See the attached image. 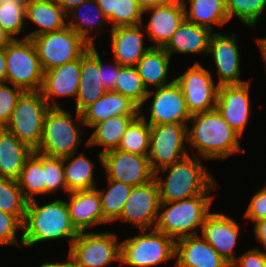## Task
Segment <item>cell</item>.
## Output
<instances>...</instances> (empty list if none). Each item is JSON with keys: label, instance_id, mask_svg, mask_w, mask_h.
<instances>
[{"label": "cell", "instance_id": "38", "mask_svg": "<svg viewBox=\"0 0 266 267\" xmlns=\"http://www.w3.org/2000/svg\"><path fill=\"white\" fill-rule=\"evenodd\" d=\"M27 203L17 180L0 177V211L15 215L23 223Z\"/></svg>", "mask_w": 266, "mask_h": 267}, {"label": "cell", "instance_id": "41", "mask_svg": "<svg viewBox=\"0 0 266 267\" xmlns=\"http://www.w3.org/2000/svg\"><path fill=\"white\" fill-rule=\"evenodd\" d=\"M144 9L137 0H116L113 11V28L116 26H137L142 24Z\"/></svg>", "mask_w": 266, "mask_h": 267}, {"label": "cell", "instance_id": "49", "mask_svg": "<svg viewBox=\"0 0 266 267\" xmlns=\"http://www.w3.org/2000/svg\"><path fill=\"white\" fill-rule=\"evenodd\" d=\"M105 16L108 18V23H112L113 28V11H115L116 0H95Z\"/></svg>", "mask_w": 266, "mask_h": 267}, {"label": "cell", "instance_id": "6", "mask_svg": "<svg viewBox=\"0 0 266 267\" xmlns=\"http://www.w3.org/2000/svg\"><path fill=\"white\" fill-rule=\"evenodd\" d=\"M80 130L70 112L61 107H50L45 115L40 145L35 151L59 158L76 154L82 141Z\"/></svg>", "mask_w": 266, "mask_h": 267}, {"label": "cell", "instance_id": "31", "mask_svg": "<svg viewBox=\"0 0 266 267\" xmlns=\"http://www.w3.org/2000/svg\"><path fill=\"white\" fill-rule=\"evenodd\" d=\"M86 7L88 10L82 12ZM77 10H79V12ZM69 17H71V21ZM67 20V26L70 27L90 46H95L93 42L95 39L89 34L93 32V29L97 28L96 30H98L101 27L103 28L105 20L108 22V18L105 16L104 12L98 6L95 0L83 2L81 5L72 9V11L67 14Z\"/></svg>", "mask_w": 266, "mask_h": 267}, {"label": "cell", "instance_id": "46", "mask_svg": "<svg viewBox=\"0 0 266 267\" xmlns=\"http://www.w3.org/2000/svg\"><path fill=\"white\" fill-rule=\"evenodd\" d=\"M231 267H266V252L252 248L236 258Z\"/></svg>", "mask_w": 266, "mask_h": 267}, {"label": "cell", "instance_id": "45", "mask_svg": "<svg viewBox=\"0 0 266 267\" xmlns=\"http://www.w3.org/2000/svg\"><path fill=\"white\" fill-rule=\"evenodd\" d=\"M244 217L250 219L252 222L266 218V185L252 196Z\"/></svg>", "mask_w": 266, "mask_h": 267}, {"label": "cell", "instance_id": "14", "mask_svg": "<svg viewBox=\"0 0 266 267\" xmlns=\"http://www.w3.org/2000/svg\"><path fill=\"white\" fill-rule=\"evenodd\" d=\"M160 203L159 187L153 179L132 188L118 220L135 224L140 230H151L156 225Z\"/></svg>", "mask_w": 266, "mask_h": 267}, {"label": "cell", "instance_id": "56", "mask_svg": "<svg viewBox=\"0 0 266 267\" xmlns=\"http://www.w3.org/2000/svg\"><path fill=\"white\" fill-rule=\"evenodd\" d=\"M167 3V4H180L184 3V0H157V5Z\"/></svg>", "mask_w": 266, "mask_h": 267}, {"label": "cell", "instance_id": "52", "mask_svg": "<svg viewBox=\"0 0 266 267\" xmlns=\"http://www.w3.org/2000/svg\"><path fill=\"white\" fill-rule=\"evenodd\" d=\"M13 38L0 25V48H6Z\"/></svg>", "mask_w": 266, "mask_h": 267}, {"label": "cell", "instance_id": "34", "mask_svg": "<svg viewBox=\"0 0 266 267\" xmlns=\"http://www.w3.org/2000/svg\"><path fill=\"white\" fill-rule=\"evenodd\" d=\"M74 155L73 153L63 158L67 189L69 192L95 189L94 163L84 153Z\"/></svg>", "mask_w": 266, "mask_h": 267}, {"label": "cell", "instance_id": "54", "mask_svg": "<svg viewBox=\"0 0 266 267\" xmlns=\"http://www.w3.org/2000/svg\"><path fill=\"white\" fill-rule=\"evenodd\" d=\"M256 42L259 45L260 51L263 55V60H264L265 65H266V38H257Z\"/></svg>", "mask_w": 266, "mask_h": 267}, {"label": "cell", "instance_id": "40", "mask_svg": "<svg viewBox=\"0 0 266 267\" xmlns=\"http://www.w3.org/2000/svg\"><path fill=\"white\" fill-rule=\"evenodd\" d=\"M265 8L266 0H226L229 21L236 16L248 27L255 26Z\"/></svg>", "mask_w": 266, "mask_h": 267}, {"label": "cell", "instance_id": "50", "mask_svg": "<svg viewBox=\"0 0 266 267\" xmlns=\"http://www.w3.org/2000/svg\"><path fill=\"white\" fill-rule=\"evenodd\" d=\"M53 1L57 3L64 10L66 14H68L69 11H72V9H74L75 7L89 0H53Z\"/></svg>", "mask_w": 266, "mask_h": 267}, {"label": "cell", "instance_id": "1", "mask_svg": "<svg viewBox=\"0 0 266 267\" xmlns=\"http://www.w3.org/2000/svg\"><path fill=\"white\" fill-rule=\"evenodd\" d=\"M187 129L188 144L196 148L205 160H224L242 151L241 137L221 116L217 109L191 115Z\"/></svg>", "mask_w": 266, "mask_h": 267}, {"label": "cell", "instance_id": "53", "mask_svg": "<svg viewBox=\"0 0 266 267\" xmlns=\"http://www.w3.org/2000/svg\"><path fill=\"white\" fill-rule=\"evenodd\" d=\"M68 259H67V262H65V263L64 262L60 263L59 261L55 262V263L45 262L44 264L40 265L39 267H72L70 258H68Z\"/></svg>", "mask_w": 266, "mask_h": 267}, {"label": "cell", "instance_id": "25", "mask_svg": "<svg viewBox=\"0 0 266 267\" xmlns=\"http://www.w3.org/2000/svg\"><path fill=\"white\" fill-rule=\"evenodd\" d=\"M69 202L66 201L72 224L79 232L87 228L103 225L101 197L97 188L92 190L69 192Z\"/></svg>", "mask_w": 266, "mask_h": 267}, {"label": "cell", "instance_id": "29", "mask_svg": "<svg viewBox=\"0 0 266 267\" xmlns=\"http://www.w3.org/2000/svg\"><path fill=\"white\" fill-rule=\"evenodd\" d=\"M139 115H119L95 124L94 132L87 140L88 146H102L104 150L98 154V159L102 164V153L109 150L118 149L121 138L127 127Z\"/></svg>", "mask_w": 266, "mask_h": 267}, {"label": "cell", "instance_id": "18", "mask_svg": "<svg viewBox=\"0 0 266 267\" xmlns=\"http://www.w3.org/2000/svg\"><path fill=\"white\" fill-rule=\"evenodd\" d=\"M202 237L222 256L232 264L235 260L233 252L240 233L239 224L223 213H210L201 228Z\"/></svg>", "mask_w": 266, "mask_h": 267}, {"label": "cell", "instance_id": "5", "mask_svg": "<svg viewBox=\"0 0 266 267\" xmlns=\"http://www.w3.org/2000/svg\"><path fill=\"white\" fill-rule=\"evenodd\" d=\"M120 242V265L153 267L175 258V240L155 228ZM147 232V233H145Z\"/></svg>", "mask_w": 266, "mask_h": 267}, {"label": "cell", "instance_id": "47", "mask_svg": "<svg viewBox=\"0 0 266 267\" xmlns=\"http://www.w3.org/2000/svg\"><path fill=\"white\" fill-rule=\"evenodd\" d=\"M106 68V67H105ZM122 66L116 62L113 66H109L108 69H104L101 61V83L106 91H114L117 76Z\"/></svg>", "mask_w": 266, "mask_h": 267}, {"label": "cell", "instance_id": "55", "mask_svg": "<svg viewBox=\"0 0 266 267\" xmlns=\"http://www.w3.org/2000/svg\"><path fill=\"white\" fill-rule=\"evenodd\" d=\"M143 9L157 5V0H137Z\"/></svg>", "mask_w": 266, "mask_h": 267}, {"label": "cell", "instance_id": "48", "mask_svg": "<svg viewBox=\"0 0 266 267\" xmlns=\"http://www.w3.org/2000/svg\"><path fill=\"white\" fill-rule=\"evenodd\" d=\"M254 224L255 238L265 247L266 252V218L259 219Z\"/></svg>", "mask_w": 266, "mask_h": 267}, {"label": "cell", "instance_id": "9", "mask_svg": "<svg viewBox=\"0 0 266 267\" xmlns=\"http://www.w3.org/2000/svg\"><path fill=\"white\" fill-rule=\"evenodd\" d=\"M44 71L80 58L90 47L70 27L31 38Z\"/></svg>", "mask_w": 266, "mask_h": 267}, {"label": "cell", "instance_id": "3", "mask_svg": "<svg viewBox=\"0 0 266 267\" xmlns=\"http://www.w3.org/2000/svg\"><path fill=\"white\" fill-rule=\"evenodd\" d=\"M204 165L196 155H188L172 165L161 168L154 173V179L159 187L160 202H175L209 194L216 188L212 174L206 171ZM160 171L168 172L163 179Z\"/></svg>", "mask_w": 266, "mask_h": 267}, {"label": "cell", "instance_id": "37", "mask_svg": "<svg viewBox=\"0 0 266 267\" xmlns=\"http://www.w3.org/2000/svg\"><path fill=\"white\" fill-rule=\"evenodd\" d=\"M114 91L130 98L140 110L143 109L148 94L135 66H122L117 76Z\"/></svg>", "mask_w": 266, "mask_h": 267}, {"label": "cell", "instance_id": "19", "mask_svg": "<svg viewBox=\"0 0 266 267\" xmlns=\"http://www.w3.org/2000/svg\"><path fill=\"white\" fill-rule=\"evenodd\" d=\"M81 74V57L44 71L40 93L50 107H60L55 96H77Z\"/></svg>", "mask_w": 266, "mask_h": 267}, {"label": "cell", "instance_id": "21", "mask_svg": "<svg viewBox=\"0 0 266 267\" xmlns=\"http://www.w3.org/2000/svg\"><path fill=\"white\" fill-rule=\"evenodd\" d=\"M176 267H231V264L199 235L175 242Z\"/></svg>", "mask_w": 266, "mask_h": 267}, {"label": "cell", "instance_id": "26", "mask_svg": "<svg viewBox=\"0 0 266 267\" xmlns=\"http://www.w3.org/2000/svg\"><path fill=\"white\" fill-rule=\"evenodd\" d=\"M213 33L211 29L185 19L163 48L170 57L173 53L208 54Z\"/></svg>", "mask_w": 266, "mask_h": 267}, {"label": "cell", "instance_id": "24", "mask_svg": "<svg viewBox=\"0 0 266 267\" xmlns=\"http://www.w3.org/2000/svg\"><path fill=\"white\" fill-rule=\"evenodd\" d=\"M143 30V24L116 26L111 29V43L115 62H118L121 66H136L137 62L151 48V46L143 47Z\"/></svg>", "mask_w": 266, "mask_h": 267}, {"label": "cell", "instance_id": "28", "mask_svg": "<svg viewBox=\"0 0 266 267\" xmlns=\"http://www.w3.org/2000/svg\"><path fill=\"white\" fill-rule=\"evenodd\" d=\"M33 151L5 128H0V177L18 180L26 159Z\"/></svg>", "mask_w": 266, "mask_h": 267}, {"label": "cell", "instance_id": "12", "mask_svg": "<svg viewBox=\"0 0 266 267\" xmlns=\"http://www.w3.org/2000/svg\"><path fill=\"white\" fill-rule=\"evenodd\" d=\"M212 73L195 62L183 74L175 78L182 89L187 109L191 115L216 108L218 85Z\"/></svg>", "mask_w": 266, "mask_h": 267}, {"label": "cell", "instance_id": "11", "mask_svg": "<svg viewBox=\"0 0 266 267\" xmlns=\"http://www.w3.org/2000/svg\"><path fill=\"white\" fill-rule=\"evenodd\" d=\"M188 124L178 122L162 125H151L149 163L155 173L163 167L172 165L189 155L185 142Z\"/></svg>", "mask_w": 266, "mask_h": 267}, {"label": "cell", "instance_id": "32", "mask_svg": "<svg viewBox=\"0 0 266 267\" xmlns=\"http://www.w3.org/2000/svg\"><path fill=\"white\" fill-rule=\"evenodd\" d=\"M190 9H187L184 0L185 19L189 22L213 30V24L224 26L229 22L226 13V0H188ZM213 23V24H212Z\"/></svg>", "mask_w": 266, "mask_h": 267}, {"label": "cell", "instance_id": "4", "mask_svg": "<svg viewBox=\"0 0 266 267\" xmlns=\"http://www.w3.org/2000/svg\"><path fill=\"white\" fill-rule=\"evenodd\" d=\"M214 196L201 194L175 202H161L155 229L175 241L188 236L198 235L196 228H202L210 214Z\"/></svg>", "mask_w": 266, "mask_h": 267}, {"label": "cell", "instance_id": "7", "mask_svg": "<svg viewBox=\"0 0 266 267\" xmlns=\"http://www.w3.org/2000/svg\"><path fill=\"white\" fill-rule=\"evenodd\" d=\"M6 81L24 91H40L44 70L30 38L13 39L5 48Z\"/></svg>", "mask_w": 266, "mask_h": 267}, {"label": "cell", "instance_id": "10", "mask_svg": "<svg viewBox=\"0 0 266 267\" xmlns=\"http://www.w3.org/2000/svg\"><path fill=\"white\" fill-rule=\"evenodd\" d=\"M72 267H105L120 262V243L114 233L80 232L69 247Z\"/></svg>", "mask_w": 266, "mask_h": 267}, {"label": "cell", "instance_id": "20", "mask_svg": "<svg viewBox=\"0 0 266 267\" xmlns=\"http://www.w3.org/2000/svg\"><path fill=\"white\" fill-rule=\"evenodd\" d=\"M184 4L162 3L144 9V13L152 15L148 24L144 25V31L148 34L151 47L163 48L171 39L173 34L185 20Z\"/></svg>", "mask_w": 266, "mask_h": 267}, {"label": "cell", "instance_id": "27", "mask_svg": "<svg viewBox=\"0 0 266 267\" xmlns=\"http://www.w3.org/2000/svg\"><path fill=\"white\" fill-rule=\"evenodd\" d=\"M26 20L40 27L27 34L24 39L32 38L48 32H55L67 26V14L53 0H26Z\"/></svg>", "mask_w": 266, "mask_h": 267}, {"label": "cell", "instance_id": "23", "mask_svg": "<svg viewBox=\"0 0 266 267\" xmlns=\"http://www.w3.org/2000/svg\"><path fill=\"white\" fill-rule=\"evenodd\" d=\"M80 124L92 128L95 124L119 115H140V107L130 98L115 91H107L82 113L76 112Z\"/></svg>", "mask_w": 266, "mask_h": 267}, {"label": "cell", "instance_id": "43", "mask_svg": "<svg viewBox=\"0 0 266 267\" xmlns=\"http://www.w3.org/2000/svg\"><path fill=\"white\" fill-rule=\"evenodd\" d=\"M8 85L0 83V128L8 124L19 98L25 92L19 87L14 86L13 89Z\"/></svg>", "mask_w": 266, "mask_h": 267}, {"label": "cell", "instance_id": "36", "mask_svg": "<svg viewBox=\"0 0 266 267\" xmlns=\"http://www.w3.org/2000/svg\"><path fill=\"white\" fill-rule=\"evenodd\" d=\"M108 190H98L101 197V208L103 212V224L117 221L122 212L124 203L129 197L132 186L125 183L107 180Z\"/></svg>", "mask_w": 266, "mask_h": 267}, {"label": "cell", "instance_id": "17", "mask_svg": "<svg viewBox=\"0 0 266 267\" xmlns=\"http://www.w3.org/2000/svg\"><path fill=\"white\" fill-rule=\"evenodd\" d=\"M208 53L213 55L219 74L218 86L241 85L248 81L240 79V56L236 35H223L214 32L211 36Z\"/></svg>", "mask_w": 266, "mask_h": 267}, {"label": "cell", "instance_id": "42", "mask_svg": "<svg viewBox=\"0 0 266 267\" xmlns=\"http://www.w3.org/2000/svg\"><path fill=\"white\" fill-rule=\"evenodd\" d=\"M44 171L46 195L54 193L58 189L61 190V188L67 194L69 193L64 179L63 158L44 155Z\"/></svg>", "mask_w": 266, "mask_h": 267}, {"label": "cell", "instance_id": "39", "mask_svg": "<svg viewBox=\"0 0 266 267\" xmlns=\"http://www.w3.org/2000/svg\"><path fill=\"white\" fill-rule=\"evenodd\" d=\"M26 0H0V25L13 38L24 32Z\"/></svg>", "mask_w": 266, "mask_h": 267}, {"label": "cell", "instance_id": "22", "mask_svg": "<svg viewBox=\"0 0 266 267\" xmlns=\"http://www.w3.org/2000/svg\"><path fill=\"white\" fill-rule=\"evenodd\" d=\"M106 92L101 83V58L95 46H90L81 56V74L75 105L76 112L82 113Z\"/></svg>", "mask_w": 266, "mask_h": 267}, {"label": "cell", "instance_id": "33", "mask_svg": "<svg viewBox=\"0 0 266 267\" xmlns=\"http://www.w3.org/2000/svg\"><path fill=\"white\" fill-rule=\"evenodd\" d=\"M17 181L27 202L35 200V195H46L44 154L33 151L26 159Z\"/></svg>", "mask_w": 266, "mask_h": 267}, {"label": "cell", "instance_id": "30", "mask_svg": "<svg viewBox=\"0 0 266 267\" xmlns=\"http://www.w3.org/2000/svg\"><path fill=\"white\" fill-rule=\"evenodd\" d=\"M170 58L164 48L151 47L137 62L135 67L147 91L149 85L160 88L175 80L169 83L166 80Z\"/></svg>", "mask_w": 266, "mask_h": 267}, {"label": "cell", "instance_id": "8", "mask_svg": "<svg viewBox=\"0 0 266 267\" xmlns=\"http://www.w3.org/2000/svg\"><path fill=\"white\" fill-rule=\"evenodd\" d=\"M49 109L40 91H25L5 129L35 151L40 145L44 119Z\"/></svg>", "mask_w": 266, "mask_h": 267}, {"label": "cell", "instance_id": "13", "mask_svg": "<svg viewBox=\"0 0 266 267\" xmlns=\"http://www.w3.org/2000/svg\"><path fill=\"white\" fill-rule=\"evenodd\" d=\"M102 166L106 171V179L125 183L132 187L147 184L154 179L149 158L124 152L119 149L102 153Z\"/></svg>", "mask_w": 266, "mask_h": 267}, {"label": "cell", "instance_id": "35", "mask_svg": "<svg viewBox=\"0 0 266 267\" xmlns=\"http://www.w3.org/2000/svg\"><path fill=\"white\" fill-rule=\"evenodd\" d=\"M145 117L140 110V115L130 123L121 138L119 150L148 156L151 130Z\"/></svg>", "mask_w": 266, "mask_h": 267}, {"label": "cell", "instance_id": "16", "mask_svg": "<svg viewBox=\"0 0 266 267\" xmlns=\"http://www.w3.org/2000/svg\"><path fill=\"white\" fill-rule=\"evenodd\" d=\"M250 81L241 85L218 86L216 109L222 118L242 136L250 118Z\"/></svg>", "mask_w": 266, "mask_h": 267}, {"label": "cell", "instance_id": "2", "mask_svg": "<svg viewBox=\"0 0 266 267\" xmlns=\"http://www.w3.org/2000/svg\"><path fill=\"white\" fill-rule=\"evenodd\" d=\"M22 225L19 245L24 247L66 237L70 247L80 233L72 224L67 203L57 199L42 206L36 200L28 202Z\"/></svg>", "mask_w": 266, "mask_h": 267}, {"label": "cell", "instance_id": "15", "mask_svg": "<svg viewBox=\"0 0 266 267\" xmlns=\"http://www.w3.org/2000/svg\"><path fill=\"white\" fill-rule=\"evenodd\" d=\"M152 96L147 120L150 126L174 122L188 124L191 114L187 109L182 89L175 80L168 85L149 90L145 101Z\"/></svg>", "mask_w": 266, "mask_h": 267}, {"label": "cell", "instance_id": "51", "mask_svg": "<svg viewBox=\"0 0 266 267\" xmlns=\"http://www.w3.org/2000/svg\"><path fill=\"white\" fill-rule=\"evenodd\" d=\"M6 69H7V63H6L5 48H0V83L6 82Z\"/></svg>", "mask_w": 266, "mask_h": 267}, {"label": "cell", "instance_id": "44", "mask_svg": "<svg viewBox=\"0 0 266 267\" xmlns=\"http://www.w3.org/2000/svg\"><path fill=\"white\" fill-rule=\"evenodd\" d=\"M18 229H23L22 222L15 215L0 211V245H17Z\"/></svg>", "mask_w": 266, "mask_h": 267}]
</instances>
